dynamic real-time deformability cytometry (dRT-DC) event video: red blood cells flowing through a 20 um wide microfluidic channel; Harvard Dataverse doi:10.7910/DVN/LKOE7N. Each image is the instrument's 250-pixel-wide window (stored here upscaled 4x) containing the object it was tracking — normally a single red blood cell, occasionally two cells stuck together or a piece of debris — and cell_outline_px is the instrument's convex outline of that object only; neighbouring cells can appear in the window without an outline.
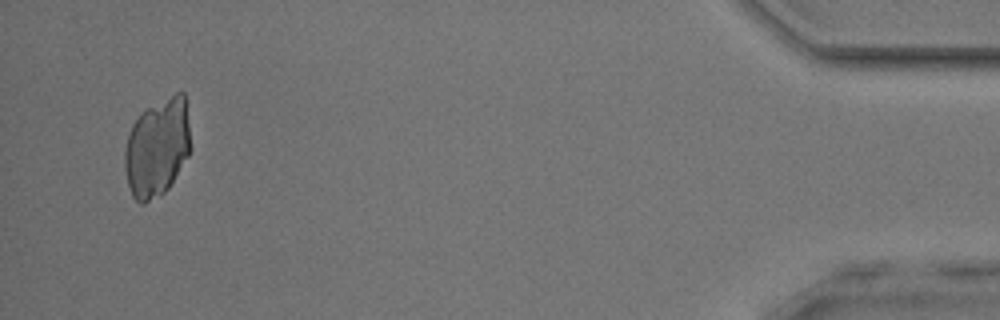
{"species": "common noctule bat (a hibernating species)", "species_latin": "Nyctalus noctula", "temperature_condition": "room temperature", "stored_images_in_passage": 50, "camera_frame_rate_fps": 3000, "um_per_image_px": 0.085, "animal": {"sex": "male", "body_mass_g": 17.9, "forearm_length_mm": 54.2}, "frame": {"image": 1, "passage_image": 48, "time_ms": 15.667, "image_size_px": [1000, 320], "cell_outline_px": [[192, 148], [188, 156], [168, 188], [164, 192], [144, 204], [140, 204], [132, 196], [128, 184], [124, 168], [124, 152], [128, 136], [132, 124], [140, 112], [176, 92], [184, 92]], "centroid_in_image_um": [13.36, 12.54], "position_along_channel_um": 421.8, "area_um2": 37.86}}